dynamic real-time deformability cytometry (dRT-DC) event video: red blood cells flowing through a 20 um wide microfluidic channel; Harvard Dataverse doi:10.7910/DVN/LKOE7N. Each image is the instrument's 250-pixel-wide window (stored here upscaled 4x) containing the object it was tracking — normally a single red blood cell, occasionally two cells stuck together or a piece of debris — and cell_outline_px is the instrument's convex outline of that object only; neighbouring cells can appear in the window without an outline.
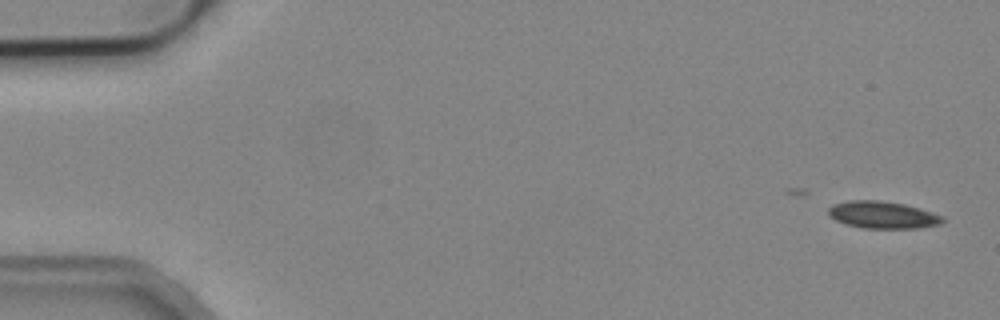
{"species": "common noctule bat (a hibernating species)", "species_latin": "Nyctalus noctula", "temperature_condition": "cold", "stored_images_in_passage": 2, "camera_frame_rate_fps": 3000, "um_per_image_px": 0.085, "animal": {"sex": "male", "body_mass_g": 19.2, "forearm_length_mm": 51.8}, "frame": {"image": 1, "passage_image": 1, "time_ms": 0.0, "image_size_px": [1000, 320], "cell_outline_px": [[948, 220], [940, 224], [916, 228], [860, 228], [836, 220], [828, 212], [828, 208], [832, 204], [848, 200], [876, 200], [904, 204], [932, 212], [944, 216]], "centroid_in_image_um": [75.06, 18.26], "position_along_channel_um": 9.9, "area_um2": 18.03}}
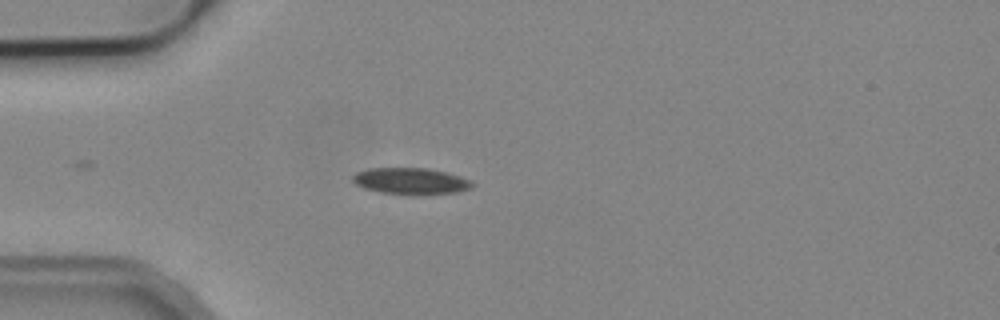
{"frame": {"image": 2, "passage_image": 2, "time_ms": 4.333, "image_size_px": [1000, 320], "cell_outline_px": [[476, 184], [472, 188], [456, 192], [380, 192], [364, 188], [356, 184], [352, 180], [352, 176], [356, 172], [368, 168], [428, 168], [448, 172], [460, 176]], "centroid_in_image_um": [34.89, 15.34], "position_along_channel_um": 50.1, "area_um2": 17.69}}